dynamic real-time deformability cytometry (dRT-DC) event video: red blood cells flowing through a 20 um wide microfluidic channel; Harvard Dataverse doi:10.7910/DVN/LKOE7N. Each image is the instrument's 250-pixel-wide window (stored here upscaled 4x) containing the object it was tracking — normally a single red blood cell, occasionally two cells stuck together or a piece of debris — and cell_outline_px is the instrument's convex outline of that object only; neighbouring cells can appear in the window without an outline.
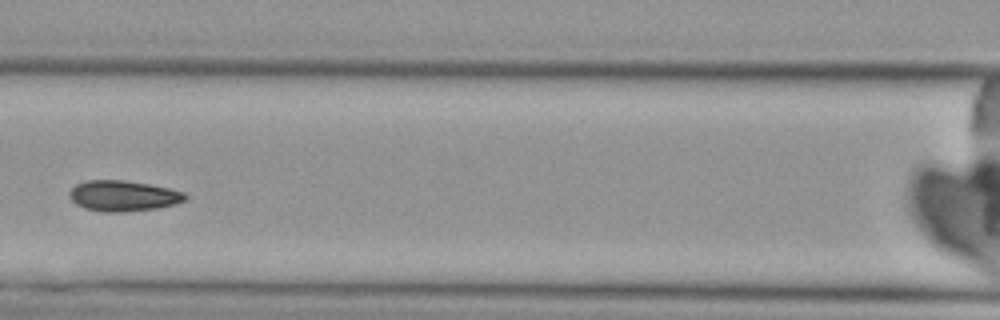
{"species": "Egyptian fruit bat (a non-hibernating species)", "species_latin": "Rousettus aegyptiacus", "temperature_condition": "cold", "stored_images_in_passage": 3, "camera_frame_rate_fps": 3000, "um_per_image_px": 0.085, "animal": {"sex": "female"}, "frame": {"image": 1, "passage_image": 3, "time_ms": 2.333, "image_size_px": [1000, 320], "cell_outline_px": [[188, 196], [184, 200], [176, 204], [156, 208], [124, 212], [100, 212], [84, 208], [76, 204], [68, 196], [68, 192], [76, 184], [84, 180], [124, 180], [148, 184], [168, 188], [184, 192]], "centroid_in_image_um": [10.43, 16.65], "position_along_channel_um": 156.2, "area_um2": 20.81}}